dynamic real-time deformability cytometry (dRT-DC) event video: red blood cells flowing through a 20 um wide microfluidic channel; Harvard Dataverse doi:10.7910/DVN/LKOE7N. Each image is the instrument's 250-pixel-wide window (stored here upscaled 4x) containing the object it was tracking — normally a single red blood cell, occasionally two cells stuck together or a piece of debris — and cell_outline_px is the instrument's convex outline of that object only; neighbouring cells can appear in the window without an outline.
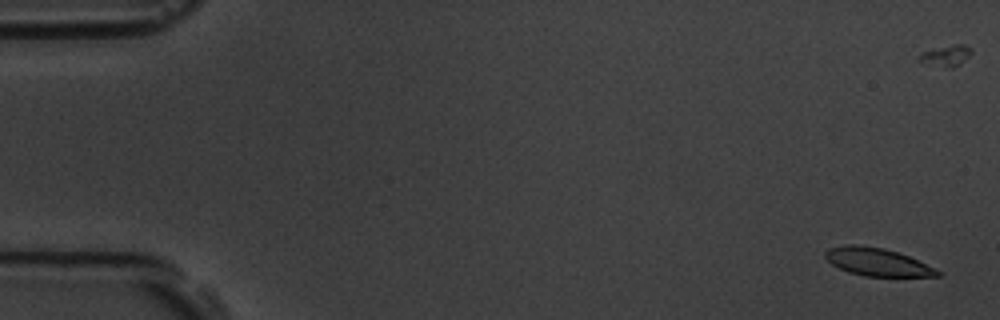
{"species": "common noctule bat (a hibernating species)", "species_latin": "Nyctalus noctula", "temperature_condition": "room temperature", "stored_images_in_passage": 6, "camera_frame_rate_fps": 3000, "um_per_image_px": 0.085, "animal": {"sex": "male", "body_mass_g": 19.5, "forearm_length_mm": 54.6}, "frame": {"image": 1, "passage_image": 1, "time_ms": 0.0, "image_size_px": [1000, 320], "cell_outline_px": [[940, 276], [864, 276], [848, 272], [832, 264], [824, 256], [824, 252], [828, 248], [848, 244], [856, 244], [884, 248], [908, 256], [936, 268], [940, 272]], "centroid_in_image_um": [74.54, 22.26], "position_along_channel_um": 10.5, "area_um2": 18.09}}